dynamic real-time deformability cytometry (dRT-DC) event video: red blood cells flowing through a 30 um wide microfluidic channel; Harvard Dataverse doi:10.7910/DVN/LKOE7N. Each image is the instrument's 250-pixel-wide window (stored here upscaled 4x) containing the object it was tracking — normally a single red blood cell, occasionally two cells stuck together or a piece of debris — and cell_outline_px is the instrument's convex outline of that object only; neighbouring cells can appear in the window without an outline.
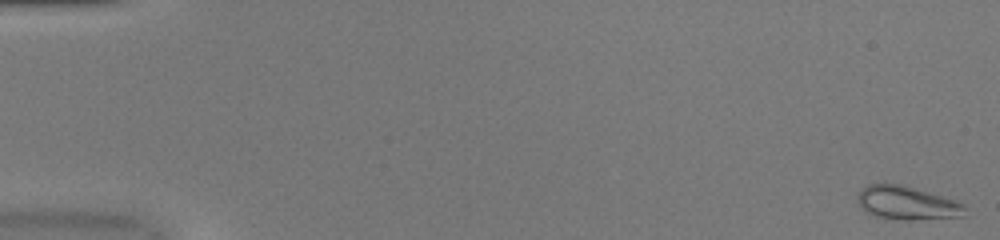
{"species": "common noctule bat (a hibernating species)", "species_latin": "Nyctalus noctula", "temperature_condition": "warm", "stored_images_in_passage": 52, "camera_frame_rate_fps": 3000, "um_per_image_px": 0.085, "animal": {"sex": "female", "body_mass_g": 20.0, "forearm_length_mm": 54.0}, "frame": {"image": 1, "passage_image": 1, "time_ms": 0.0, "image_size_px": [1000, 240], "cell_outline_px": [[964, 216], [908, 220], [876, 216], [868, 212], [860, 204], [856, 196], [856, 192], [868, 184], [884, 180], [904, 184], [964, 204]], "centroid_in_image_um": [77.01, 17.19], "position_along_channel_um": 8.0, "area_um2": 21.04}}
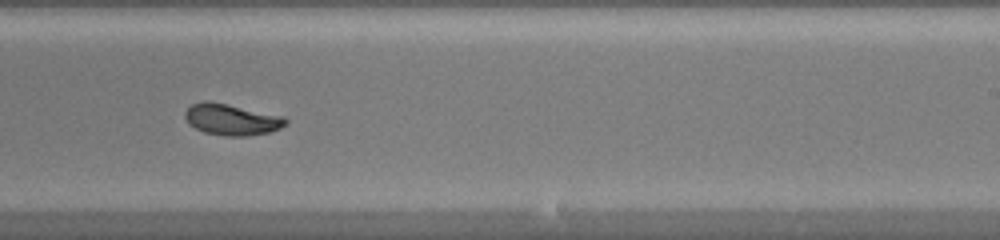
{"frame": {"image": 2, "passage_image": 33, "time_ms": 10.667, "image_size_px": [1000, 240], "cell_outline_px": [[288, 124], [280, 128], [268, 132], [248, 136], [224, 136], [204, 132], [188, 124], [184, 116], [184, 112], [192, 104], [204, 100], [208, 100], [228, 104], [284, 116], [288, 120]], "centroid_in_image_um": [19.68, 10.15], "position_along_channel_um": 269.3, "area_um2": 18.5}}
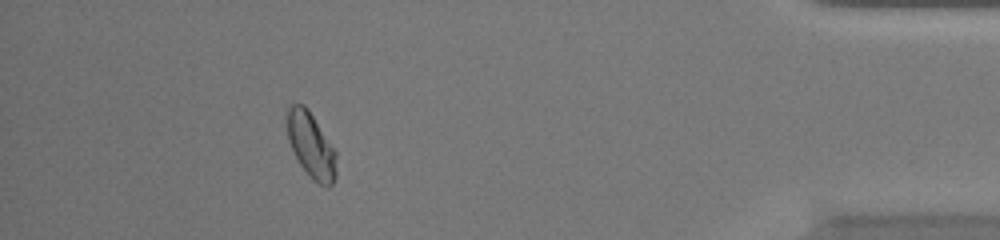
{"frame": {"image": 3, "passage_image": 47, "time_ms": 15.333, "image_size_px": [1000, 240], "cell_outline_px": [[336, 176], [332, 184], [328, 188], [324, 188], [312, 180], [300, 164], [288, 140], [284, 116], [288, 108], [292, 104], [304, 104], [308, 108], [336, 152]], "centroid_in_image_um": [26.42, 12.35], "position_along_channel_um": 408.8, "area_um2": 19.07}, "authors_computed_cell_mechanics": {"area_um2": 18.6116, "velocity_mm_per_s": 4.05, "shape_relaxation_time_tau1_ms": 9.8615, "shape_relaxation_time_tau2_ms": 4.2128, "deformation_change_tau1": 0.2363, "deformation_change_tau2": 0.058}}